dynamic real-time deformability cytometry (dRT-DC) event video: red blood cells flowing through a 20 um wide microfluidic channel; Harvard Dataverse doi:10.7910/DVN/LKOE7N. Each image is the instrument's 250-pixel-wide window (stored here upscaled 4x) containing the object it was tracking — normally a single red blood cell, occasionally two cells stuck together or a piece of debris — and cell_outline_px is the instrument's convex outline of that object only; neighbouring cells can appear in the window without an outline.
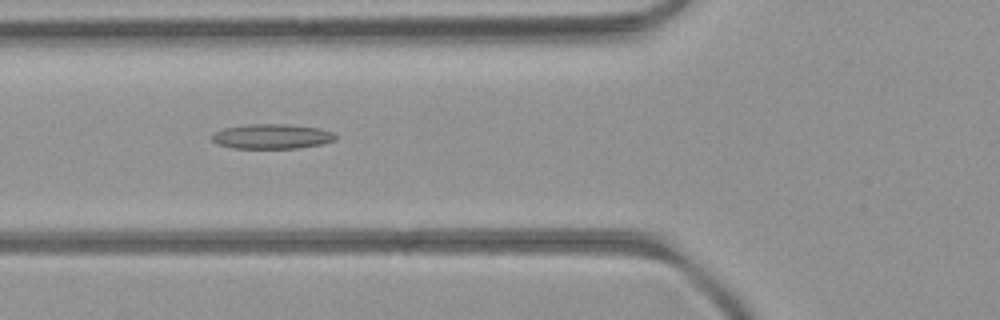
{"species": "common noctule bat (a hibernating species)", "species_latin": "Nyctalus noctula", "temperature_condition": "room temperature", "stored_images_in_passage": 40, "camera_frame_rate_fps": 3000, "um_per_image_px": 0.085, "animal": {"sex": "female", "body_mass_g": 21.9}, "frame": {"image": 1, "passage_image": 8, "time_ms": 2.333, "image_size_px": [1000, 320], "cell_outline_px": [[336, 140], [320, 144], [296, 148], [232, 148], [216, 144], [212, 140], [212, 136], [216, 132], [224, 128], [248, 124], [284, 124], [320, 128], [332, 132], [336, 136]], "centroid_in_image_um": [23.1, 11.59], "position_along_channel_um": 102.7, "area_um2": 17.74}}
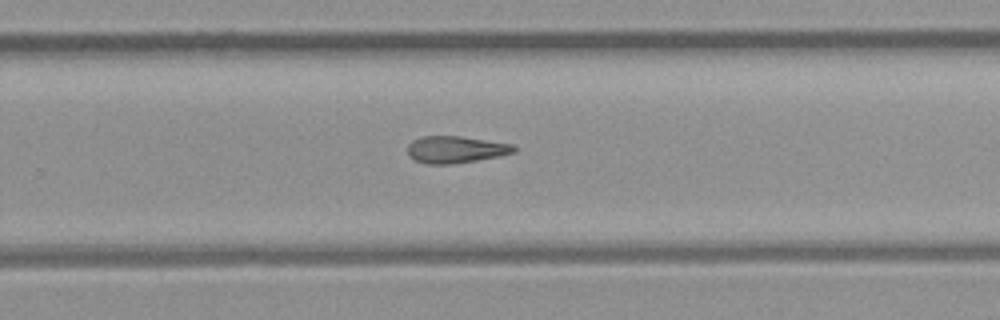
{"frame": {"image": 2, "passage_image": 22, "time_ms": 7.0, "image_size_px": [1000, 320], "cell_outline_px": [[516, 152], [500, 156], [452, 164], [424, 164], [408, 156], [408, 144], [412, 140], [424, 136], [460, 136], [516, 144]], "centroid_in_image_um": [38.76, 12.71], "position_along_channel_um": 291.0, "area_um2": 16.88}}
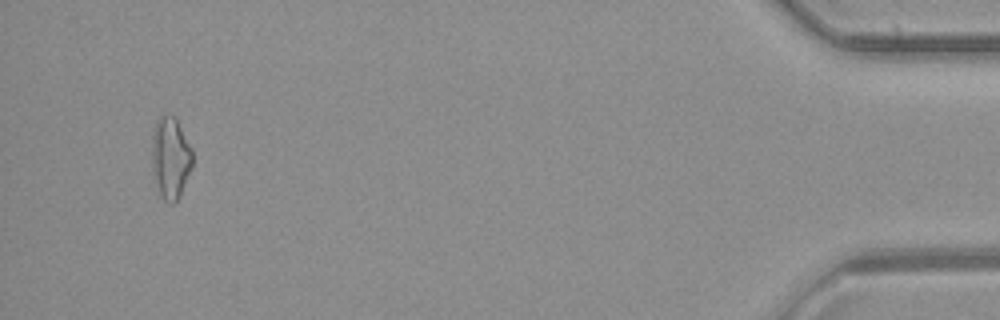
{"frame": {"image": 3, "passage_image": 38, "time_ms": 12.333, "image_size_px": [1000, 320], "cell_outline_px": [[192, 168], [176, 200], [172, 204], [168, 204], [160, 196], [152, 172], [152, 132], [156, 120], [160, 116], [176, 116], [192, 148]], "centroid_in_image_um": [14.48, 13.39], "position_along_channel_um": 420.7, "area_um2": 19.48}}